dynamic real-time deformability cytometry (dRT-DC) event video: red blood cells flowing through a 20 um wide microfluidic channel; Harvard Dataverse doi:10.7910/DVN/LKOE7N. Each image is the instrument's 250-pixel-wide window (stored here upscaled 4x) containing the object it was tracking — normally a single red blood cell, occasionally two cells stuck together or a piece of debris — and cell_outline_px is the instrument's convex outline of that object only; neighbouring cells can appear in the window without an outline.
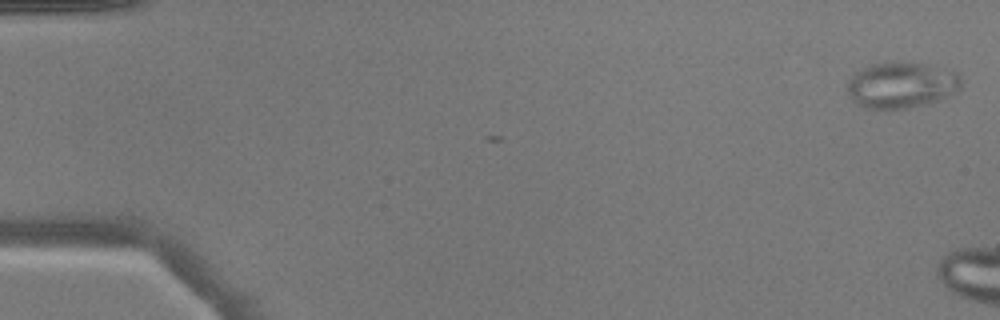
{"species": "common noctule bat (a hibernating species)", "species_latin": "Nyctalus noctula", "temperature_condition": "warm", "stored_images_in_passage": 2, "camera_frame_rate_fps": 3000, "um_per_image_px": 0.085, "animal": {"sex": "male", "body_mass_g": 17.9}, "frame": {"image": 1, "passage_image": 2, "time_ms": 0.333, "image_size_px": [1000, 320], "cell_outline_px": [[960, 88], [956, 92], [936, 100], [924, 104], [908, 108], [864, 108], [852, 100], [848, 92], [848, 80], [860, 68], [872, 64], [928, 64], [960, 72]], "centroid_in_image_um": [76.63, 7.24], "position_along_channel_um": 8.4, "area_um2": 29.94}}